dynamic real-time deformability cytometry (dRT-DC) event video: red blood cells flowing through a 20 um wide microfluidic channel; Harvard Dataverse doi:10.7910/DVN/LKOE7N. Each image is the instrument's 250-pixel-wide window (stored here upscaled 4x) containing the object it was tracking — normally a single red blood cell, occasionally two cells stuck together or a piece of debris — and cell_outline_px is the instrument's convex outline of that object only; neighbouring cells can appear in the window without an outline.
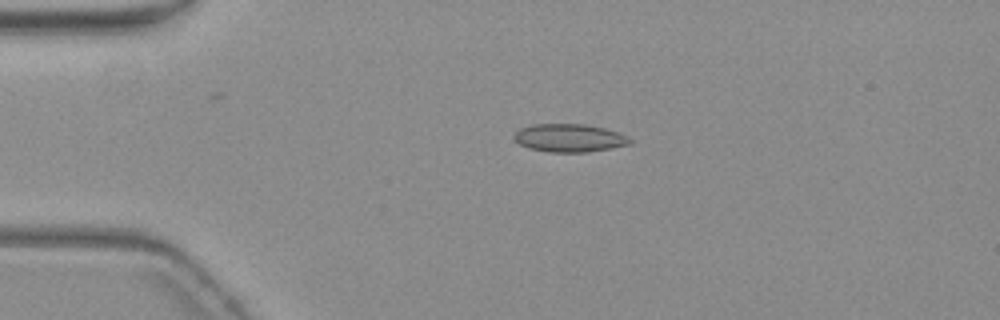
{"species": "common noctule bat (a hibernating species)", "species_latin": "Nyctalus noctula", "temperature_condition": "warm", "stored_images_in_passage": 4, "camera_frame_rate_fps": 3000, "um_per_image_px": 0.085, "animal": {"sex": "female", "body_mass_g": 19.3, "forearm_length_mm": 54.1}, "frame": {"image": 1, "passage_image": 4, "time_ms": 5.0, "image_size_px": [1000, 320], "cell_outline_px": [[632, 144], [588, 152], [548, 152], [528, 148], [520, 144], [512, 136], [520, 128], [532, 124], [584, 124], [604, 128], [616, 132], [632, 140]], "centroid_in_image_um": [48.36, 11.73], "position_along_channel_um": 36.6, "area_um2": 18.84}}